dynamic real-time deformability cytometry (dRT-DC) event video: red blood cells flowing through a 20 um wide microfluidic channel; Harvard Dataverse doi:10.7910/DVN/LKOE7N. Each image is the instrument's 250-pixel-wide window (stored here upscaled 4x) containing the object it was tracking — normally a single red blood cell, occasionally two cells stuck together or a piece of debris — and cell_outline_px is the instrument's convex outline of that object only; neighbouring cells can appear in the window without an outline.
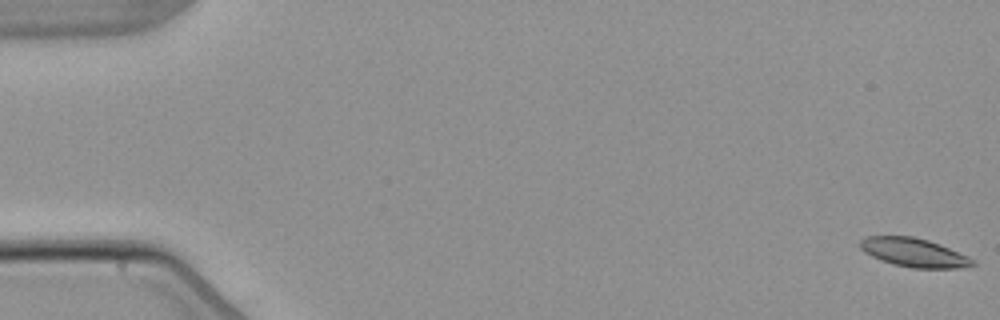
{"species": "common noctule bat (a hibernating species)", "species_latin": "Nyctalus noctula", "temperature_condition": "warm", "stored_images_in_passage": 6, "camera_frame_rate_fps": 3000, "um_per_image_px": 0.085, "animal": {"sex": "male", "body_mass_g": 21.5, "forearm_length_mm": 52.0}, "frame": {"image": 1, "passage_image": 1, "time_ms": 0.0, "image_size_px": [1000, 320], "cell_outline_px": [[976, 264], [960, 268], [912, 268], [892, 264], [880, 260], [864, 252], [860, 248], [860, 240], [864, 236], [912, 236], [928, 240], [940, 244], [968, 256], [976, 260]], "centroid_in_image_um": [77.68, 21.46], "position_along_channel_um": 7.3, "area_um2": 18.96}}
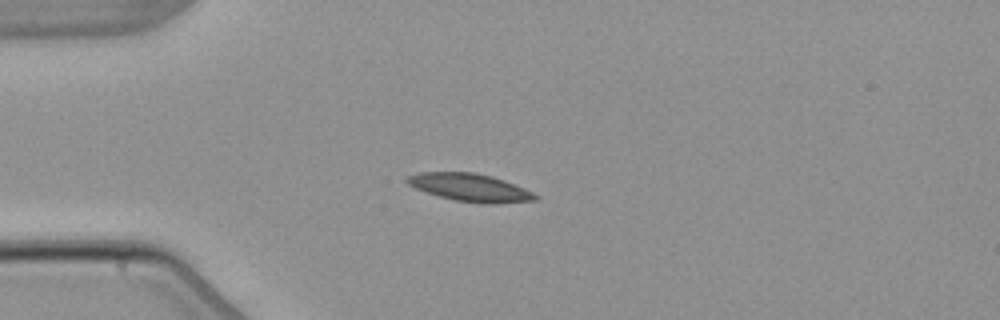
{"frame": {"image": 2, "passage_image": 5, "time_ms": 4.667, "image_size_px": [1000, 320], "cell_outline_px": [[540, 196], [536, 200], [492, 204], [488, 204], [456, 200], [440, 196], [416, 188], [408, 184], [404, 180], [404, 176], [420, 172], [476, 172], [492, 176], [504, 180], [524, 188]], "centroid_in_image_um": [39.95, 15.92], "position_along_channel_um": 45.1, "area_um2": 20.69}}